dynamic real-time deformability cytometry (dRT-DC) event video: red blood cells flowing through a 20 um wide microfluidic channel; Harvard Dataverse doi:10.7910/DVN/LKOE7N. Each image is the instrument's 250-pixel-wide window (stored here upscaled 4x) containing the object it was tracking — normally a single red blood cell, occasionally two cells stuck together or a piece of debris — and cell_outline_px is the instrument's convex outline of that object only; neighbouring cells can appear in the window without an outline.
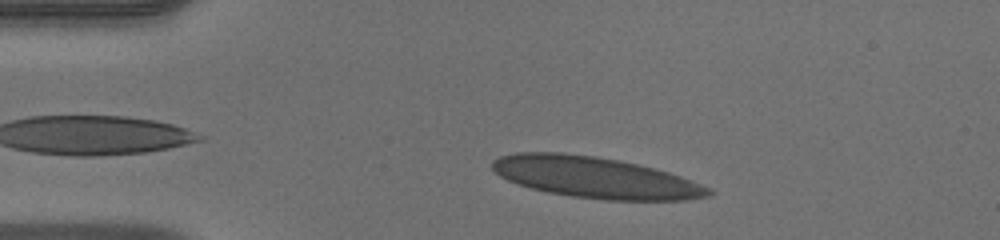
{"species": "human", "species_latin": "Homo sapiens", "temperature_condition": "warm", "stored_images_in_passage": 45, "camera_frame_rate_fps": 3000, "um_per_image_px": 0.085, "donor": {"sex": "male"}, "frame": {"image": 1, "passage_image": 5, "time_ms": 1.333, "image_size_px": [1000, 240], "cell_outline_px": [[716, 192], [712, 196], [688, 200], [604, 200], [572, 196], [548, 192], [516, 184], [500, 176], [492, 168], [492, 160], [500, 156], [516, 152], [560, 152], [596, 156], [620, 160], [668, 172], [680, 176], [712, 188]], "centroid_in_image_um": [50.62, 15.09], "position_along_channel_um": 34.4, "area_um2": 52.02}}
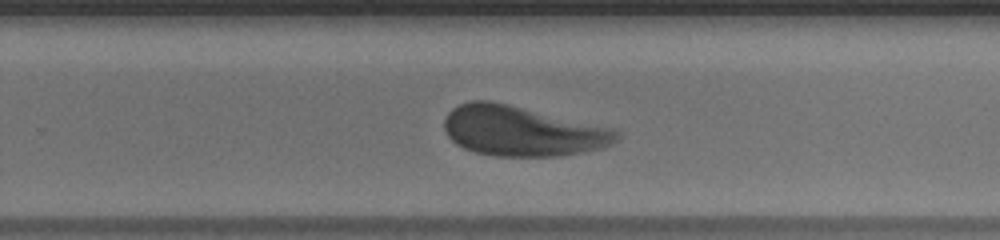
{"frame": {"image": 2, "passage_image": 27, "time_ms": 8.667, "image_size_px": [1000, 240], "cell_outline_px": [[620, 136], [612, 144], [600, 148], [560, 156], [496, 156], [476, 152], [464, 148], [456, 144], [448, 136], [444, 128], [444, 120], [448, 112], [452, 108], [460, 104], [472, 100], [488, 100], [508, 104], [616, 128], [620, 132]], "centroid_in_image_um": [44.39, 11.13], "position_along_channel_um": 285.4, "area_um2": 50.34}}
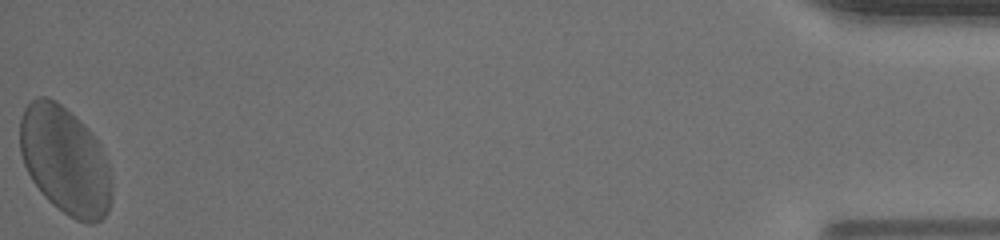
{"frame": {"image": 3, "passage_image": 45, "time_ms": 14.667, "image_size_px": [1000, 240], "cell_outline_px": [[112, 200], [108, 212], [100, 220], [92, 224], [88, 224], [76, 220], [68, 216], [52, 204], [40, 192], [32, 180], [24, 164], [20, 152], [20, 120], [24, 108], [32, 100], [40, 96], [48, 96], [56, 100], [72, 112], [92, 132], [100, 144], [108, 164], [112, 180]], "centroid_in_image_um": [5.55, 13.65], "position_along_channel_um": 429.7, "area_um2": 58.38}}